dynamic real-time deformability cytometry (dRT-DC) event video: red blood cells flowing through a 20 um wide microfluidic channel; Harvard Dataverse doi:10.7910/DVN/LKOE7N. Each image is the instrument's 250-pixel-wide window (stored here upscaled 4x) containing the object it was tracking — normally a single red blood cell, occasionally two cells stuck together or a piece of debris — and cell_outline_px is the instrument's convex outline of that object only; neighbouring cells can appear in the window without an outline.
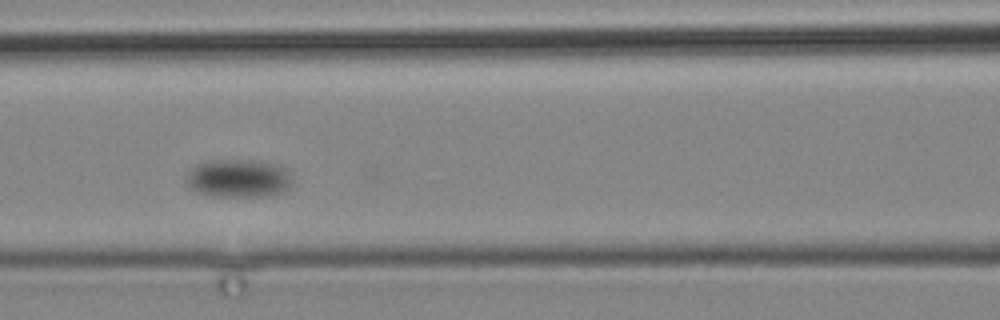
{"species": "common noctule bat (a hibernating species)", "species_latin": "Nyctalus noctula", "temperature_condition": "cold", "stored_images_in_passage": 16, "camera_frame_rate_fps": 3000, "um_per_image_px": 0.085, "animal": {"sex": "male", "body_mass_g": 19.2, "forearm_length_mm": 51.8}, "frame": {"image": 1, "passage_image": 12, "time_ms": 14.0, "image_size_px": [1000, 320], "cell_outline_px": [[292, 184], [284, 192], [272, 196], [212, 196], [196, 192], [188, 188], [184, 180], [184, 176], [196, 164], [212, 160], [252, 160], [280, 164], [288, 172], [292, 180]], "centroid_in_image_um": [20.24, 15.16], "position_along_channel_um": 146.4, "area_um2": 24.1}}
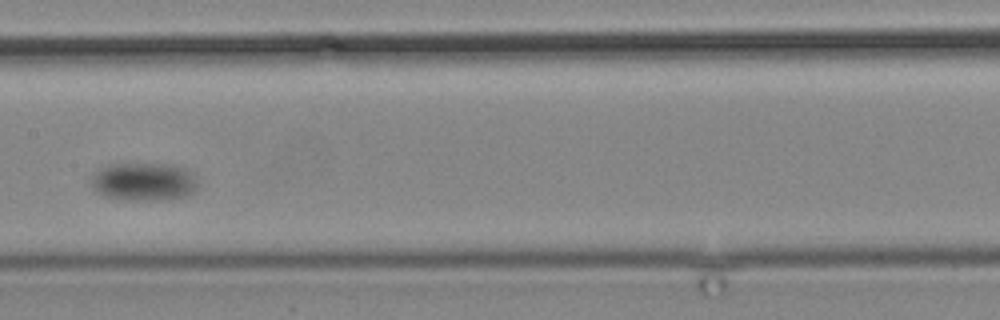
{"frame": {"image": 2, "passage_image": 14, "time_ms": 16.333, "image_size_px": [1000, 320], "cell_outline_px": [[196, 188], [192, 192], [184, 196], [148, 200], [128, 200], [108, 196], [96, 192], [92, 188], [92, 176], [100, 168], [108, 164], [172, 164], [184, 168], [192, 176], [196, 184]], "centroid_in_image_um": [12.16, 15.43], "position_along_channel_um": 195.2, "area_um2": 23.12}}
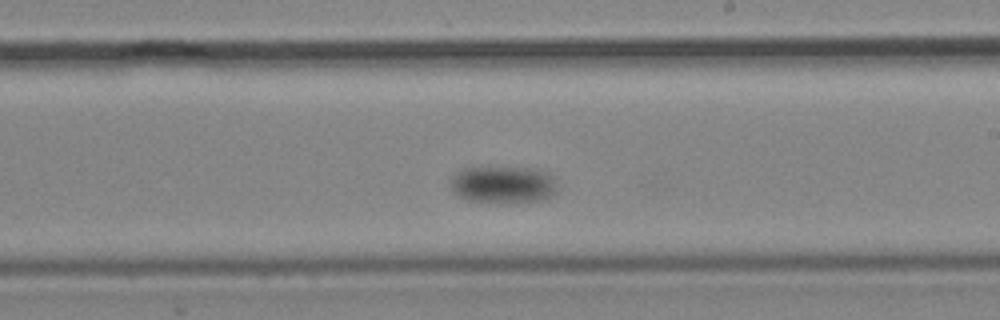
{"frame": {"image": 3, "passage_image": 16, "time_ms": 18.667, "image_size_px": [1000, 320], "cell_outline_px": [[556, 192], [548, 200], [508, 204], [496, 204], [468, 200], [460, 196], [452, 188], [452, 176], [460, 168], [528, 168], [544, 172], [552, 176], [556, 188]], "centroid_in_image_um": [42.79, 15.74], "position_along_channel_um": 246.2, "area_um2": 23.35}}